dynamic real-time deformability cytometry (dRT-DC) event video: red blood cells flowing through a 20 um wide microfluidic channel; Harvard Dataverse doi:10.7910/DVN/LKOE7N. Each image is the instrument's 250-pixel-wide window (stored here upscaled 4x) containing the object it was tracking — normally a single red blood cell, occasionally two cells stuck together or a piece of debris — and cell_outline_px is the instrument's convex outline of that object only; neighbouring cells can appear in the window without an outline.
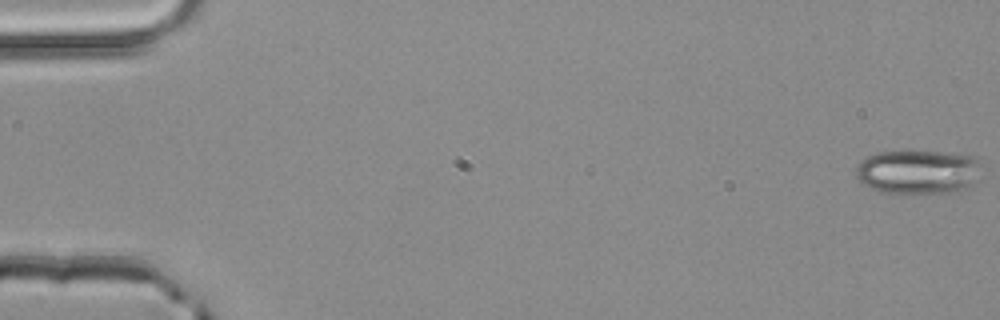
{"species": "common noctule bat (a hibernating species)", "species_latin": "Nyctalus noctula", "temperature_condition": "room temperature", "stored_images_in_passage": 11, "camera_frame_rate_fps": 3000, "um_per_image_px": 0.085, "animal": {"sex": "male", "body_mass_g": 20.4}, "frame": {"image": 1, "passage_image": 1, "time_ms": 0.0, "image_size_px": [1000, 320], "cell_outline_px": [[980, 164], [972, 188], [968, 192], [876, 192], [864, 184], [856, 176], [856, 168], [860, 160], [868, 156], [880, 152], [904, 148], [980, 156]], "centroid_in_image_um": [78.06, 14.57], "position_along_channel_um": 6.9, "area_um2": 33.29}}